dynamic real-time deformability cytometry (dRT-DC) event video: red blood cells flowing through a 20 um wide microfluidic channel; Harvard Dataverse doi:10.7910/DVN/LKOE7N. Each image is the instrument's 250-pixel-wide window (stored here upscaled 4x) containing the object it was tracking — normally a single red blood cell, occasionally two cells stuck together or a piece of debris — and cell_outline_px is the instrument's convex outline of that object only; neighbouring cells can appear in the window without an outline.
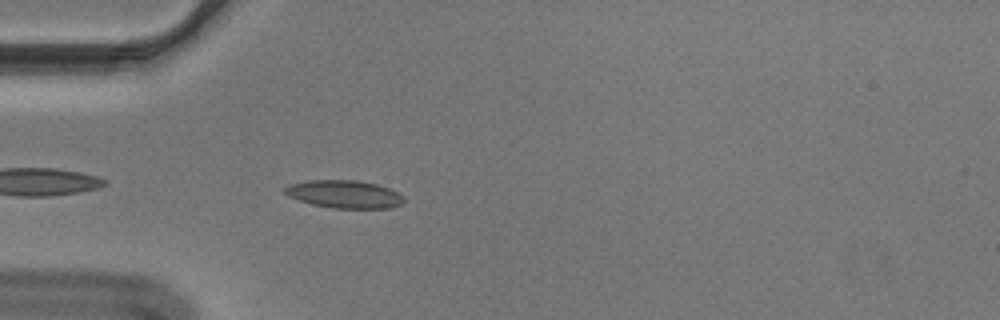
{"species": "Egyptian fruit bat (a non-hibernating species)", "species_latin": "Rousettus aegyptiacus", "temperature_condition": "cold", "stored_images_in_passage": 42, "segment_of_instrument_passage": [1, 2], "camera_frame_rate_fps": 3000, "um_per_image_px": 0.085, "animal": {"sex": "male"}, "frame": {"image": 1, "passage_image": 3, "time_ms": 0.667, "image_size_px": [1000, 320], "cell_outline_px": [[404, 204], [392, 208], [332, 208], [312, 204], [288, 196], [284, 192], [284, 188], [288, 184], [308, 180], [360, 180], [376, 184], [388, 188], [404, 196]], "centroid_in_image_um": [29.28, 16.5], "position_along_channel_um": 55.7, "area_um2": 19.42}}
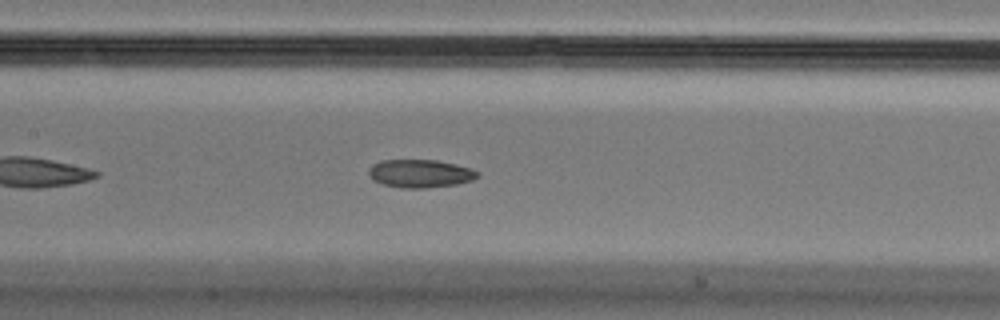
{"frame": {"image": 2, "passage_image": 13, "time_ms": 4.0, "image_size_px": [1000, 320], "cell_outline_px": [[480, 176], [472, 180], [456, 184], [424, 188], [404, 188], [384, 184], [372, 180], [368, 176], [368, 168], [372, 164], [380, 160], [436, 160], [456, 164], [472, 168], [480, 172]], "centroid_in_image_um": [35.71, 14.74], "position_along_channel_um": 171.7, "area_um2": 17.98}}
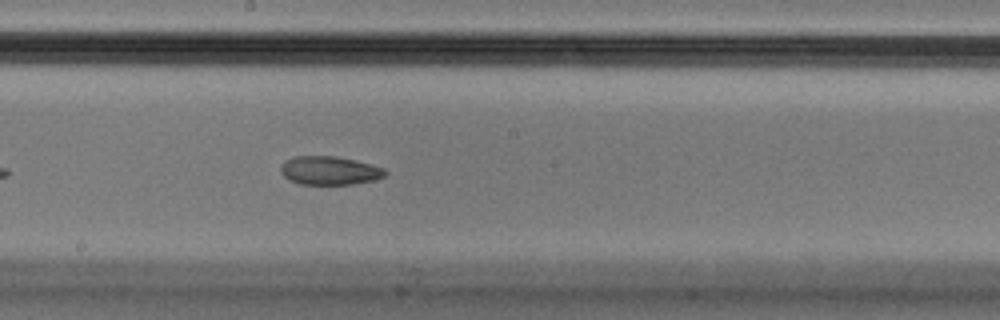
{"frame": {"image": 3, "passage_image": 17, "time_ms": 5.333, "image_size_px": [1000, 320], "cell_outline_px": [[388, 172], [384, 176], [372, 180], [352, 184], [300, 184], [284, 176], [280, 172], [280, 168], [284, 160], [292, 156], [336, 156], [356, 160], [372, 164], [384, 168]], "centroid_in_image_um": [28.0, 14.48], "position_along_channel_um": 220.2, "area_um2": 17.4}}